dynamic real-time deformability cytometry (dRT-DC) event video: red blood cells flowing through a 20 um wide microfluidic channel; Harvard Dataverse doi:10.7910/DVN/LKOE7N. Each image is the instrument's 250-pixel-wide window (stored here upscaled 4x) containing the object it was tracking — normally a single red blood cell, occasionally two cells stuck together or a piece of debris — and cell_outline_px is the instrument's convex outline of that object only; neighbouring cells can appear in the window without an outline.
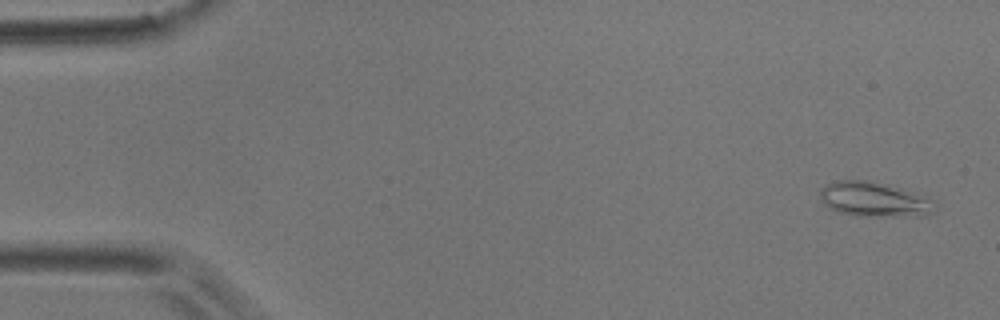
{"species": "common noctule bat (a hibernating species)", "species_latin": "Nyctalus noctula", "temperature_condition": "room temperature", "stored_images_in_passage": 55, "camera_frame_rate_fps": 3000, "um_per_image_px": 0.085, "animal": {"sex": "male", "body_mass_g": 17.9}, "frame": {"image": 1, "passage_image": 2, "time_ms": 0.333, "image_size_px": [1000, 320], "cell_outline_px": [[936, 208], [932, 212], [924, 216], [852, 216], [836, 212], [828, 208], [820, 200], [820, 188], [836, 180], [868, 180], [936, 200]], "centroid_in_image_um": [74.25, 16.98], "position_along_channel_um": 10.7, "area_um2": 23.24}}
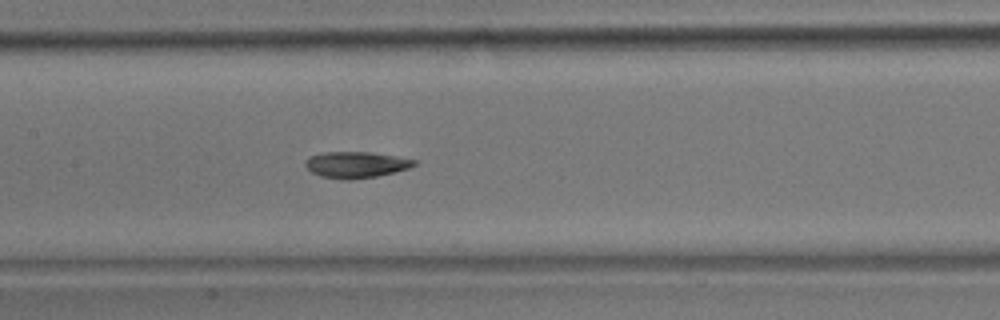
{"frame": {"image": 2, "passage_image": 26, "time_ms": 8.333, "image_size_px": [1000, 320], "cell_outline_px": [[420, 164], [408, 168], [376, 176], [348, 180], [344, 180], [320, 176], [312, 172], [304, 164], [308, 156], [324, 152], [372, 152], [420, 160]], "centroid_in_image_um": [30.29, 13.99], "position_along_channel_um": 177.1, "area_um2": 16.76}}
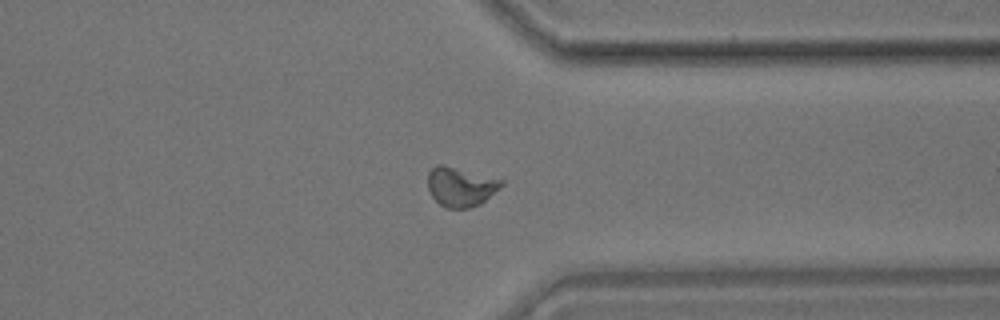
{"frame": {"image": 3, "passage_image": 42, "time_ms": 13.667, "image_size_px": [1000, 320], "cell_outline_px": [[504, 184], [480, 204], [468, 208], [444, 208], [432, 196], [428, 188], [428, 172], [436, 164], [444, 164], [504, 180]], "centroid_in_image_um": [39.14, 15.86], "position_along_channel_um": 372.3, "area_um2": 16.88}, "authors_computed_cell_mechanics": {"area_um2": 16.9932, "velocity_mm_per_s": 3.7014, "shape_relaxation_time_tau1_ms": 10.0724, "shape_relaxation_time_tau2_ms": 2.7513, "deformation_change_tau1": 0.2056, "deformation_change_tau2": 0.0761}}